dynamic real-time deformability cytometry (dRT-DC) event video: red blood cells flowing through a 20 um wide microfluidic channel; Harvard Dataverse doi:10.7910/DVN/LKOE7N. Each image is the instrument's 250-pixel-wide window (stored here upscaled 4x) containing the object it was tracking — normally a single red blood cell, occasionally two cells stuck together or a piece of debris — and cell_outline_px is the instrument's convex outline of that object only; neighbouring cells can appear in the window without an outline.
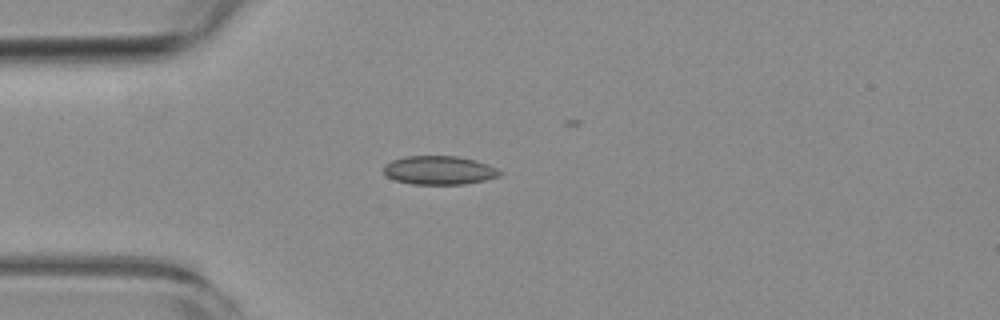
{"species": "common noctule bat (a hibernating species)", "species_latin": "Nyctalus noctula", "temperature_condition": "room temperature", "stored_images_in_passage": 5, "camera_frame_rate_fps": 3000, "um_per_image_px": 0.085, "animal": {"sex": "female", "body_mass_g": 19.3, "forearm_length_mm": 54.1}, "frame": {"image": 1, "passage_image": 4, "time_ms": 4.0, "image_size_px": [1000, 320], "cell_outline_px": [[504, 172], [500, 176], [484, 180], [464, 184], [412, 184], [396, 180], [388, 176], [384, 172], [384, 164], [392, 160], [404, 156], [456, 156], [476, 160], [488, 164]], "centroid_in_image_um": [37.35, 14.46], "position_along_channel_um": 47.6, "area_um2": 19.42}}